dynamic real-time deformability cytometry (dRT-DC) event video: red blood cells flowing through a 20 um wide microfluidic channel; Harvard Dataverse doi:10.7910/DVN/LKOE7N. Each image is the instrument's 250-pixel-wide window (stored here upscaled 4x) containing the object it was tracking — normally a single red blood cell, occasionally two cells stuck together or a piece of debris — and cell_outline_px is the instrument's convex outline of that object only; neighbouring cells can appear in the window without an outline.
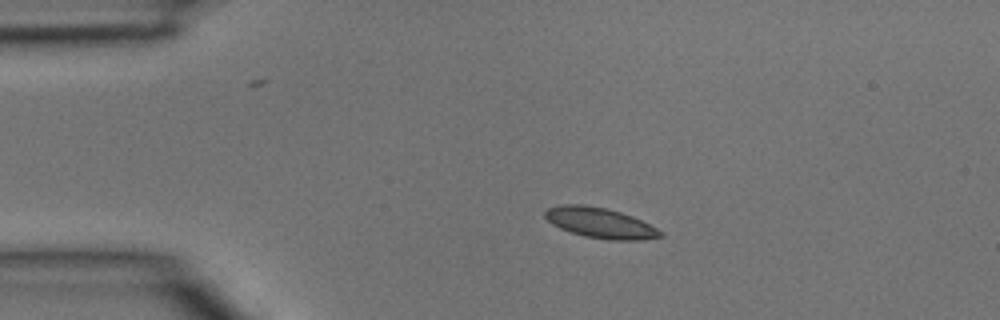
{"species": "common noctule bat (a hibernating species)", "species_latin": "Nyctalus noctula", "temperature_condition": "room temperature", "stored_images_in_passage": 2, "camera_frame_rate_fps": 3000, "um_per_image_px": 0.085, "animal": {"sex": "male", "body_mass_g": 15.6}, "frame": {"image": 1, "passage_image": 1, "time_ms": 0.0, "image_size_px": [1000, 320], "cell_outline_px": [[664, 236], [640, 240], [608, 240], [584, 236], [560, 228], [552, 224], [544, 216], [544, 212], [548, 208], [564, 204], [584, 204], [604, 208], [620, 212], [632, 216], [664, 232]], "centroid_in_image_um": [51.01, 18.95], "position_along_channel_um": 34.0, "area_um2": 20.29}}